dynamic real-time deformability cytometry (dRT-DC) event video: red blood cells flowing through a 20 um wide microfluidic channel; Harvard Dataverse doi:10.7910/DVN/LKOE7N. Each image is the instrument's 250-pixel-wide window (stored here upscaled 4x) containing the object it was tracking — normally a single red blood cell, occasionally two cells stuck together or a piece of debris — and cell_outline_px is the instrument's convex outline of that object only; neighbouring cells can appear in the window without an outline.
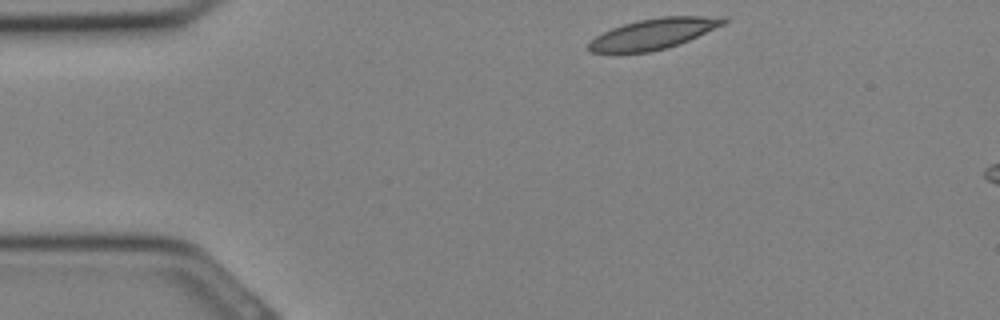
{"species": "Egyptian fruit bat (a non-hibernating species)", "species_latin": "Rousettus aegyptiacus", "temperature_condition": "cold", "stored_images_in_passage": 4, "camera_frame_rate_fps": 3000, "um_per_image_px": 0.085, "animal": {"sex": "female"}, "frame": {"image": 1, "passage_image": 1, "time_ms": 0.0, "image_size_px": [1000, 320], "cell_outline_px": [[728, 20], [724, 24], [688, 40], [664, 48], [648, 52], [592, 52], [588, 48], [588, 40], [612, 28], [624, 24], [640, 20], [660, 16], [728, 16]], "centroid_in_image_um": [55.56, 2.85], "position_along_channel_um": 29.4, "area_um2": 23.7}}